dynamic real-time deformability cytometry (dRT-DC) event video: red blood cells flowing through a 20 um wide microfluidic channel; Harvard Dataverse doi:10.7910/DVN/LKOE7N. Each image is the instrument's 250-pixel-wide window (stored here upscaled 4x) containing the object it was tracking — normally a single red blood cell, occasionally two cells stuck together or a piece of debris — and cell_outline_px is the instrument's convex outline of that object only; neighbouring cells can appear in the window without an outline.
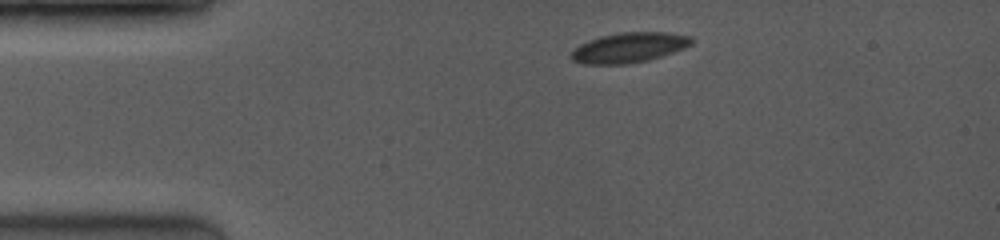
{"species": "common noctule bat (a hibernating species)", "species_latin": "Nyctalus noctula", "temperature_condition": "room temperature", "stored_images_in_passage": 34, "camera_frame_rate_fps": 3500, "um_per_image_px": 0.085, "animal": {"sex": "female", "body_mass_g": 19.0, "forearm_length_mm": 53.3}, "frame": {"image": 1, "passage_image": 1, "time_ms": 0.0, "image_size_px": [1000, 240], "cell_outline_px": [[692, 44], [684, 48], [648, 60], [628, 64], [584, 64], [572, 60], [568, 56], [580, 44], [588, 40], [600, 36], [624, 32], [668, 32], [692, 36]], "centroid_in_image_um": [53.45, 4.04], "position_along_channel_um": 31.5, "area_um2": 21.04}}
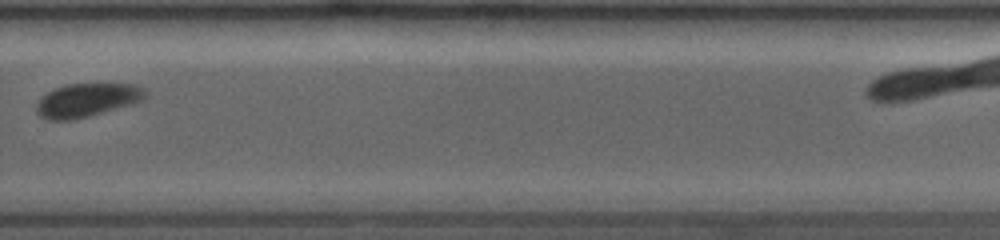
{"frame": {"image": 2, "passage_image": 23, "time_ms": 8.286, "image_size_px": [1000, 240], "cell_outline_px": [[148, 92], [144, 100], [132, 104], [88, 116], [72, 120], [48, 120], [40, 116], [36, 112], [36, 104], [48, 92], [56, 88], [68, 84], [132, 84], [144, 88]], "centroid_in_image_um": [7.42, 8.51], "position_along_channel_um": 322.4, "area_um2": 21.1}}
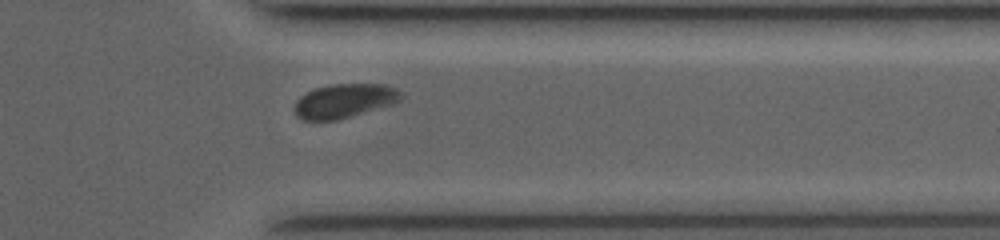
{"frame": {"image": 3, "passage_image": 28, "time_ms": 9.714, "image_size_px": [1000, 240], "cell_outline_px": [[404, 96], [400, 100], [392, 104], [336, 120], [300, 120], [296, 116], [296, 100], [300, 96], [316, 88], [332, 84], [388, 84], [404, 92]], "centroid_in_image_um": [29.31, 8.56], "position_along_channel_um": 382.1, "area_um2": 21.1}, "authors_computed_cell_mechanics": {"area_um2": 21.2993, "velocity_mm_per_s": 4.1027, "shape_relaxation_time_tau1_ms": 1.9359, "shape_relaxation_time_tau2_ms": null, "deformation_change_tau1": 0.0801, "deformation_change_tau2": null}}